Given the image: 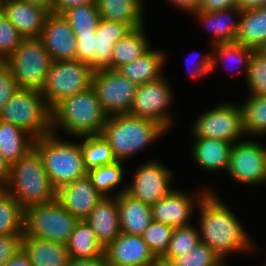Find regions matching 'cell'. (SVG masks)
Masks as SVG:
<instances>
[{"label":"cell","mask_w":266,"mask_h":266,"mask_svg":"<svg viewBox=\"0 0 266 266\" xmlns=\"http://www.w3.org/2000/svg\"><path fill=\"white\" fill-rule=\"evenodd\" d=\"M93 71L78 60L53 61L40 93L52 109L63 99L92 86Z\"/></svg>","instance_id":"9"},{"label":"cell","mask_w":266,"mask_h":266,"mask_svg":"<svg viewBox=\"0 0 266 266\" xmlns=\"http://www.w3.org/2000/svg\"><path fill=\"white\" fill-rule=\"evenodd\" d=\"M226 173L243 184H263L266 181V147L253 140L234 143Z\"/></svg>","instance_id":"13"},{"label":"cell","mask_w":266,"mask_h":266,"mask_svg":"<svg viewBox=\"0 0 266 266\" xmlns=\"http://www.w3.org/2000/svg\"><path fill=\"white\" fill-rule=\"evenodd\" d=\"M102 198L87 175L56 192V200L79 221L85 220Z\"/></svg>","instance_id":"18"},{"label":"cell","mask_w":266,"mask_h":266,"mask_svg":"<svg viewBox=\"0 0 266 266\" xmlns=\"http://www.w3.org/2000/svg\"><path fill=\"white\" fill-rule=\"evenodd\" d=\"M34 141L22 128L0 120V154L10 166L34 148Z\"/></svg>","instance_id":"28"},{"label":"cell","mask_w":266,"mask_h":266,"mask_svg":"<svg viewBox=\"0 0 266 266\" xmlns=\"http://www.w3.org/2000/svg\"><path fill=\"white\" fill-rule=\"evenodd\" d=\"M88 4H96V0H51L49 13L62 15L70 8Z\"/></svg>","instance_id":"46"},{"label":"cell","mask_w":266,"mask_h":266,"mask_svg":"<svg viewBox=\"0 0 266 266\" xmlns=\"http://www.w3.org/2000/svg\"><path fill=\"white\" fill-rule=\"evenodd\" d=\"M100 19L123 24H143L141 0H96Z\"/></svg>","instance_id":"31"},{"label":"cell","mask_w":266,"mask_h":266,"mask_svg":"<svg viewBox=\"0 0 266 266\" xmlns=\"http://www.w3.org/2000/svg\"><path fill=\"white\" fill-rule=\"evenodd\" d=\"M175 266H225L222 258L201 241L188 253L171 260Z\"/></svg>","instance_id":"39"},{"label":"cell","mask_w":266,"mask_h":266,"mask_svg":"<svg viewBox=\"0 0 266 266\" xmlns=\"http://www.w3.org/2000/svg\"><path fill=\"white\" fill-rule=\"evenodd\" d=\"M166 80L167 78L162 76L155 81L138 85L128 114L155 121L168 131L172 120L167 110L174 98L171 86Z\"/></svg>","instance_id":"12"},{"label":"cell","mask_w":266,"mask_h":266,"mask_svg":"<svg viewBox=\"0 0 266 266\" xmlns=\"http://www.w3.org/2000/svg\"><path fill=\"white\" fill-rule=\"evenodd\" d=\"M92 87L107 116L129 113L138 85L113 69L93 71Z\"/></svg>","instance_id":"11"},{"label":"cell","mask_w":266,"mask_h":266,"mask_svg":"<svg viewBox=\"0 0 266 266\" xmlns=\"http://www.w3.org/2000/svg\"><path fill=\"white\" fill-rule=\"evenodd\" d=\"M62 15L70 24L75 35H95L100 20L96 4L79 5L70 8Z\"/></svg>","instance_id":"34"},{"label":"cell","mask_w":266,"mask_h":266,"mask_svg":"<svg viewBox=\"0 0 266 266\" xmlns=\"http://www.w3.org/2000/svg\"><path fill=\"white\" fill-rule=\"evenodd\" d=\"M79 220L57 200L24 210L23 236L67 245Z\"/></svg>","instance_id":"7"},{"label":"cell","mask_w":266,"mask_h":266,"mask_svg":"<svg viewBox=\"0 0 266 266\" xmlns=\"http://www.w3.org/2000/svg\"><path fill=\"white\" fill-rule=\"evenodd\" d=\"M174 228L155 220L141 235L149 250L156 258H161L168 249Z\"/></svg>","instance_id":"38"},{"label":"cell","mask_w":266,"mask_h":266,"mask_svg":"<svg viewBox=\"0 0 266 266\" xmlns=\"http://www.w3.org/2000/svg\"><path fill=\"white\" fill-rule=\"evenodd\" d=\"M34 149L56 190L87 175L80 143H70L50 133L35 139Z\"/></svg>","instance_id":"5"},{"label":"cell","mask_w":266,"mask_h":266,"mask_svg":"<svg viewBox=\"0 0 266 266\" xmlns=\"http://www.w3.org/2000/svg\"><path fill=\"white\" fill-rule=\"evenodd\" d=\"M133 175L132 182L117 194L126 192L146 205L153 206L173 190L170 184L172 171L165 169L159 161L145 162Z\"/></svg>","instance_id":"14"},{"label":"cell","mask_w":266,"mask_h":266,"mask_svg":"<svg viewBox=\"0 0 266 266\" xmlns=\"http://www.w3.org/2000/svg\"><path fill=\"white\" fill-rule=\"evenodd\" d=\"M204 57L200 58L199 63H196L197 68L193 67L192 76L201 77L211 72L212 65V54L203 55ZM198 62V61H197Z\"/></svg>","instance_id":"48"},{"label":"cell","mask_w":266,"mask_h":266,"mask_svg":"<svg viewBox=\"0 0 266 266\" xmlns=\"http://www.w3.org/2000/svg\"><path fill=\"white\" fill-rule=\"evenodd\" d=\"M7 191L24 210L56 200L57 190L52 186L42 158L34 148L11 165Z\"/></svg>","instance_id":"4"},{"label":"cell","mask_w":266,"mask_h":266,"mask_svg":"<svg viewBox=\"0 0 266 266\" xmlns=\"http://www.w3.org/2000/svg\"><path fill=\"white\" fill-rule=\"evenodd\" d=\"M10 164L0 154V184L7 185L10 178Z\"/></svg>","instance_id":"52"},{"label":"cell","mask_w":266,"mask_h":266,"mask_svg":"<svg viewBox=\"0 0 266 266\" xmlns=\"http://www.w3.org/2000/svg\"><path fill=\"white\" fill-rule=\"evenodd\" d=\"M192 156L198 166L206 171H227L233 144L219 139L193 138Z\"/></svg>","instance_id":"23"},{"label":"cell","mask_w":266,"mask_h":266,"mask_svg":"<svg viewBox=\"0 0 266 266\" xmlns=\"http://www.w3.org/2000/svg\"><path fill=\"white\" fill-rule=\"evenodd\" d=\"M7 185L0 184V199L7 193Z\"/></svg>","instance_id":"56"},{"label":"cell","mask_w":266,"mask_h":266,"mask_svg":"<svg viewBox=\"0 0 266 266\" xmlns=\"http://www.w3.org/2000/svg\"><path fill=\"white\" fill-rule=\"evenodd\" d=\"M242 10L239 7H234L227 10L218 11H198L195 16L203 21L205 26L209 28L214 35L213 45L217 43H234L239 28V20L234 21L232 17L235 14L240 18ZM232 15V16H231Z\"/></svg>","instance_id":"26"},{"label":"cell","mask_w":266,"mask_h":266,"mask_svg":"<svg viewBox=\"0 0 266 266\" xmlns=\"http://www.w3.org/2000/svg\"><path fill=\"white\" fill-rule=\"evenodd\" d=\"M39 38L52 61L76 60L77 39L63 15L49 13Z\"/></svg>","instance_id":"16"},{"label":"cell","mask_w":266,"mask_h":266,"mask_svg":"<svg viewBox=\"0 0 266 266\" xmlns=\"http://www.w3.org/2000/svg\"><path fill=\"white\" fill-rule=\"evenodd\" d=\"M165 60L163 52L150 48L138 59L119 67L117 71L131 82L142 85L163 76L161 68H163Z\"/></svg>","instance_id":"25"},{"label":"cell","mask_w":266,"mask_h":266,"mask_svg":"<svg viewBox=\"0 0 266 266\" xmlns=\"http://www.w3.org/2000/svg\"><path fill=\"white\" fill-rule=\"evenodd\" d=\"M143 25L100 19L95 31V70L111 69L113 47L116 42Z\"/></svg>","instance_id":"21"},{"label":"cell","mask_w":266,"mask_h":266,"mask_svg":"<svg viewBox=\"0 0 266 266\" xmlns=\"http://www.w3.org/2000/svg\"><path fill=\"white\" fill-rule=\"evenodd\" d=\"M67 250L71 259H101L104 248L98 242L92 227L84 220L79 221L67 243Z\"/></svg>","instance_id":"29"},{"label":"cell","mask_w":266,"mask_h":266,"mask_svg":"<svg viewBox=\"0 0 266 266\" xmlns=\"http://www.w3.org/2000/svg\"><path fill=\"white\" fill-rule=\"evenodd\" d=\"M209 191L199 202L200 241L213 249L223 261L229 253L252 252L253 242L243 225L221 199Z\"/></svg>","instance_id":"1"},{"label":"cell","mask_w":266,"mask_h":266,"mask_svg":"<svg viewBox=\"0 0 266 266\" xmlns=\"http://www.w3.org/2000/svg\"><path fill=\"white\" fill-rule=\"evenodd\" d=\"M84 221L92 227L98 242L105 249L121 233L116 197H103Z\"/></svg>","instance_id":"20"},{"label":"cell","mask_w":266,"mask_h":266,"mask_svg":"<svg viewBox=\"0 0 266 266\" xmlns=\"http://www.w3.org/2000/svg\"><path fill=\"white\" fill-rule=\"evenodd\" d=\"M238 6L241 10H250L266 6V0H238Z\"/></svg>","instance_id":"53"},{"label":"cell","mask_w":266,"mask_h":266,"mask_svg":"<svg viewBox=\"0 0 266 266\" xmlns=\"http://www.w3.org/2000/svg\"><path fill=\"white\" fill-rule=\"evenodd\" d=\"M23 235H0V266H4L20 251Z\"/></svg>","instance_id":"45"},{"label":"cell","mask_w":266,"mask_h":266,"mask_svg":"<svg viewBox=\"0 0 266 266\" xmlns=\"http://www.w3.org/2000/svg\"><path fill=\"white\" fill-rule=\"evenodd\" d=\"M69 266H107L105 258L101 259H71Z\"/></svg>","instance_id":"51"},{"label":"cell","mask_w":266,"mask_h":266,"mask_svg":"<svg viewBox=\"0 0 266 266\" xmlns=\"http://www.w3.org/2000/svg\"><path fill=\"white\" fill-rule=\"evenodd\" d=\"M149 266H175L171 261H166L162 258H156Z\"/></svg>","instance_id":"55"},{"label":"cell","mask_w":266,"mask_h":266,"mask_svg":"<svg viewBox=\"0 0 266 266\" xmlns=\"http://www.w3.org/2000/svg\"><path fill=\"white\" fill-rule=\"evenodd\" d=\"M236 42L254 50L266 46V6L242 10Z\"/></svg>","instance_id":"27"},{"label":"cell","mask_w":266,"mask_h":266,"mask_svg":"<svg viewBox=\"0 0 266 266\" xmlns=\"http://www.w3.org/2000/svg\"><path fill=\"white\" fill-rule=\"evenodd\" d=\"M11 68L5 63L0 62V111L11 97L18 90Z\"/></svg>","instance_id":"43"},{"label":"cell","mask_w":266,"mask_h":266,"mask_svg":"<svg viewBox=\"0 0 266 266\" xmlns=\"http://www.w3.org/2000/svg\"><path fill=\"white\" fill-rule=\"evenodd\" d=\"M51 111L52 133L57 134L55 130L61 127L68 134L77 138L84 135L101 134L108 117L92 86L63 99Z\"/></svg>","instance_id":"2"},{"label":"cell","mask_w":266,"mask_h":266,"mask_svg":"<svg viewBox=\"0 0 266 266\" xmlns=\"http://www.w3.org/2000/svg\"><path fill=\"white\" fill-rule=\"evenodd\" d=\"M251 95L266 96V52L253 50L246 76Z\"/></svg>","instance_id":"41"},{"label":"cell","mask_w":266,"mask_h":266,"mask_svg":"<svg viewBox=\"0 0 266 266\" xmlns=\"http://www.w3.org/2000/svg\"><path fill=\"white\" fill-rule=\"evenodd\" d=\"M22 249L33 266H69L67 245L23 236Z\"/></svg>","instance_id":"24"},{"label":"cell","mask_w":266,"mask_h":266,"mask_svg":"<svg viewBox=\"0 0 266 266\" xmlns=\"http://www.w3.org/2000/svg\"><path fill=\"white\" fill-rule=\"evenodd\" d=\"M24 209L8 192L0 199V235L23 234Z\"/></svg>","instance_id":"35"},{"label":"cell","mask_w":266,"mask_h":266,"mask_svg":"<svg viewBox=\"0 0 266 266\" xmlns=\"http://www.w3.org/2000/svg\"><path fill=\"white\" fill-rule=\"evenodd\" d=\"M195 138H209L239 142L244 133L241 106L234 103H222L200 117L192 125Z\"/></svg>","instance_id":"10"},{"label":"cell","mask_w":266,"mask_h":266,"mask_svg":"<svg viewBox=\"0 0 266 266\" xmlns=\"http://www.w3.org/2000/svg\"><path fill=\"white\" fill-rule=\"evenodd\" d=\"M0 10L24 38H39L49 11L21 0H0Z\"/></svg>","instance_id":"19"},{"label":"cell","mask_w":266,"mask_h":266,"mask_svg":"<svg viewBox=\"0 0 266 266\" xmlns=\"http://www.w3.org/2000/svg\"><path fill=\"white\" fill-rule=\"evenodd\" d=\"M21 1H24V2H27V3L33 4V5L44 7V8H46L49 11L50 1L51 0H21Z\"/></svg>","instance_id":"54"},{"label":"cell","mask_w":266,"mask_h":266,"mask_svg":"<svg viewBox=\"0 0 266 266\" xmlns=\"http://www.w3.org/2000/svg\"><path fill=\"white\" fill-rule=\"evenodd\" d=\"M123 165L121 161L88 170L87 176L102 197H110V191L123 182ZM109 194V195H108Z\"/></svg>","instance_id":"36"},{"label":"cell","mask_w":266,"mask_h":266,"mask_svg":"<svg viewBox=\"0 0 266 266\" xmlns=\"http://www.w3.org/2000/svg\"><path fill=\"white\" fill-rule=\"evenodd\" d=\"M199 242L200 233L196 227L189 225L174 228L168 249L161 258L171 261L175 257L190 252Z\"/></svg>","instance_id":"37"},{"label":"cell","mask_w":266,"mask_h":266,"mask_svg":"<svg viewBox=\"0 0 266 266\" xmlns=\"http://www.w3.org/2000/svg\"><path fill=\"white\" fill-rule=\"evenodd\" d=\"M210 191V189H201L193 196L173 189L164 198L151 206L152 218L155 221L165 223L173 228L186 227L191 225L190 218L194 213L193 204L198 205L202 198ZM198 197V198H197ZM196 202H195V201Z\"/></svg>","instance_id":"15"},{"label":"cell","mask_w":266,"mask_h":266,"mask_svg":"<svg viewBox=\"0 0 266 266\" xmlns=\"http://www.w3.org/2000/svg\"><path fill=\"white\" fill-rule=\"evenodd\" d=\"M4 62L11 68L19 89L41 91L53 61L40 38H24Z\"/></svg>","instance_id":"8"},{"label":"cell","mask_w":266,"mask_h":266,"mask_svg":"<svg viewBox=\"0 0 266 266\" xmlns=\"http://www.w3.org/2000/svg\"><path fill=\"white\" fill-rule=\"evenodd\" d=\"M76 60L86 63L95 70V35H75Z\"/></svg>","instance_id":"44"},{"label":"cell","mask_w":266,"mask_h":266,"mask_svg":"<svg viewBox=\"0 0 266 266\" xmlns=\"http://www.w3.org/2000/svg\"><path fill=\"white\" fill-rule=\"evenodd\" d=\"M119 207V225L122 233L141 236L152 222L151 206L126 192L115 194Z\"/></svg>","instance_id":"22"},{"label":"cell","mask_w":266,"mask_h":266,"mask_svg":"<svg viewBox=\"0 0 266 266\" xmlns=\"http://www.w3.org/2000/svg\"><path fill=\"white\" fill-rule=\"evenodd\" d=\"M170 3L176 5L175 7L186 10V12H190L194 14L200 9V0H167Z\"/></svg>","instance_id":"49"},{"label":"cell","mask_w":266,"mask_h":266,"mask_svg":"<svg viewBox=\"0 0 266 266\" xmlns=\"http://www.w3.org/2000/svg\"><path fill=\"white\" fill-rule=\"evenodd\" d=\"M241 109L244 133L252 136L266 134V96L250 95Z\"/></svg>","instance_id":"33"},{"label":"cell","mask_w":266,"mask_h":266,"mask_svg":"<svg viewBox=\"0 0 266 266\" xmlns=\"http://www.w3.org/2000/svg\"><path fill=\"white\" fill-rule=\"evenodd\" d=\"M0 120L17 125L35 139L52 133V111L39 90L18 89L0 111Z\"/></svg>","instance_id":"6"},{"label":"cell","mask_w":266,"mask_h":266,"mask_svg":"<svg viewBox=\"0 0 266 266\" xmlns=\"http://www.w3.org/2000/svg\"><path fill=\"white\" fill-rule=\"evenodd\" d=\"M4 266H33L29 260V257L21 248L17 254L11 258Z\"/></svg>","instance_id":"50"},{"label":"cell","mask_w":266,"mask_h":266,"mask_svg":"<svg viewBox=\"0 0 266 266\" xmlns=\"http://www.w3.org/2000/svg\"><path fill=\"white\" fill-rule=\"evenodd\" d=\"M84 164L87 170L115 163L113 151L101 134L79 136Z\"/></svg>","instance_id":"32"},{"label":"cell","mask_w":266,"mask_h":266,"mask_svg":"<svg viewBox=\"0 0 266 266\" xmlns=\"http://www.w3.org/2000/svg\"><path fill=\"white\" fill-rule=\"evenodd\" d=\"M150 49L145 35L144 25L130 31L124 38L118 40L113 47L111 69L131 63Z\"/></svg>","instance_id":"30"},{"label":"cell","mask_w":266,"mask_h":266,"mask_svg":"<svg viewBox=\"0 0 266 266\" xmlns=\"http://www.w3.org/2000/svg\"><path fill=\"white\" fill-rule=\"evenodd\" d=\"M107 266H149L156 259L141 236L120 233L104 249Z\"/></svg>","instance_id":"17"},{"label":"cell","mask_w":266,"mask_h":266,"mask_svg":"<svg viewBox=\"0 0 266 266\" xmlns=\"http://www.w3.org/2000/svg\"><path fill=\"white\" fill-rule=\"evenodd\" d=\"M23 39L14 24L0 10V61L7 60Z\"/></svg>","instance_id":"42"},{"label":"cell","mask_w":266,"mask_h":266,"mask_svg":"<svg viewBox=\"0 0 266 266\" xmlns=\"http://www.w3.org/2000/svg\"><path fill=\"white\" fill-rule=\"evenodd\" d=\"M213 46V53L212 54V65H211V72L214 70V68L217 65V61L221 59L223 60L227 59H233L234 61L238 62L239 65L244 67V73L247 76L248 73V66L250 62V57L252 54V51L254 49H251L249 47H246L243 44H239L237 42L234 43H217L212 45ZM237 64V63H236Z\"/></svg>","instance_id":"40"},{"label":"cell","mask_w":266,"mask_h":266,"mask_svg":"<svg viewBox=\"0 0 266 266\" xmlns=\"http://www.w3.org/2000/svg\"><path fill=\"white\" fill-rule=\"evenodd\" d=\"M238 6V0H200L199 11L227 10Z\"/></svg>","instance_id":"47"},{"label":"cell","mask_w":266,"mask_h":266,"mask_svg":"<svg viewBox=\"0 0 266 266\" xmlns=\"http://www.w3.org/2000/svg\"><path fill=\"white\" fill-rule=\"evenodd\" d=\"M168 132L161 124L128 113L108 116L101 135L111 147L117 161L129 156Z\"/></svg>","instance_id":"3"}]
</instances>
